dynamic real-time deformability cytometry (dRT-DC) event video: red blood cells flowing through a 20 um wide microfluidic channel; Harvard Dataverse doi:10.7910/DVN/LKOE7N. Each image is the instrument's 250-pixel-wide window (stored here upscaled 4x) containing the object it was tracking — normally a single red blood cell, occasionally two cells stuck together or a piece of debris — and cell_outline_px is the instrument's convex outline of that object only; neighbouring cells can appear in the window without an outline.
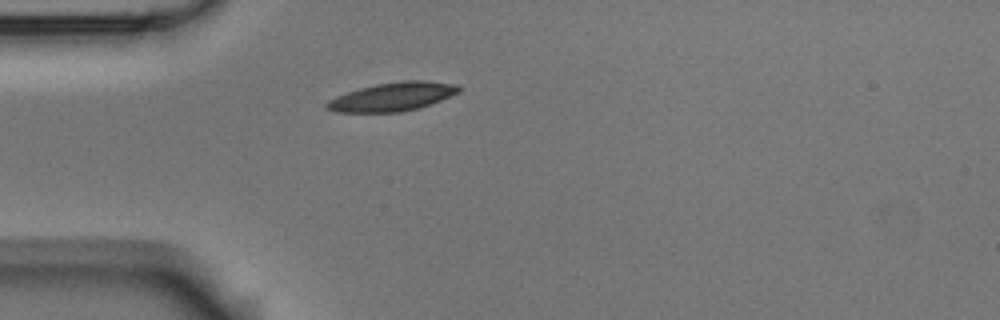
{"species": "Egyptian fruit bat (a non-hibernating species)", "species_latin": "Rousettus aegyptiacus", "temperature_condition": "room temperature", "stored_images_in_passage": 1, "camera_frame_rate_fps": 3000, "um_per_image_px": 0.085, "animal": {"sex": "male"}, "frame": {"image": 1, "passage_image": 1, "time_ms": 0.0, "image_size_px": [1000, 320], "cell_outline_px": [[460, 92], [440, 100], [416, 108], [400, 112], [336, 112], [324, 108], [324, 104], [328, 100], [336, 96], [360, 88], [376, 84], [404, 80], [424, 80], [456, 84], [460, 88]], "centroid_in_image_um": [33.32, 8.22], "position_along_channel_um": 51.7, "area_um2": 21.85}}